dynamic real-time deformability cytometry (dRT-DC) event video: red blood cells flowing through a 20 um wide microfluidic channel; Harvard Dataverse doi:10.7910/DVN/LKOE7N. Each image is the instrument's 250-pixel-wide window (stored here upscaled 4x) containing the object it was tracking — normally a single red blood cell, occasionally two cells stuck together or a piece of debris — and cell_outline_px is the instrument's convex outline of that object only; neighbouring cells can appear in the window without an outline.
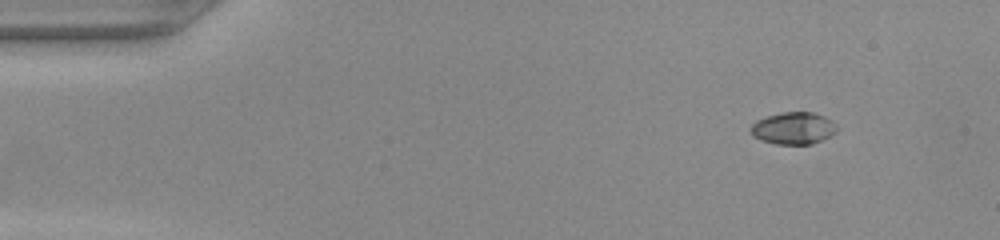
{"species": "common noctule bat (a hibernating species)", "species_latin": "Nyctalus noctula", "temperature_condition": "warm", "stored_images_in_passage": 45, "camera_frame_rate_fps": 3000, "um_per_image_px": 0.085, "animal": {"sex": "female", "body_mass_g": 22.0, "forearm_length_mm": 56.7}, "frame": {"image": 1, "passage_image": 1, "time_ms": 0.0, "image_size_px": [1000, 240], "cell_outline_px": [[836, 132], [812, 144], [776, 144], [760, 140], [752, 136], [752, 124], [756, 120], [780, 112], [812, 112], [824, 116], [832, 120], [836, 124]], "centroid_in_image_um": [67.43, 10.89], "position_along_channel_um": 17.6, "area_um2": 16.01}}
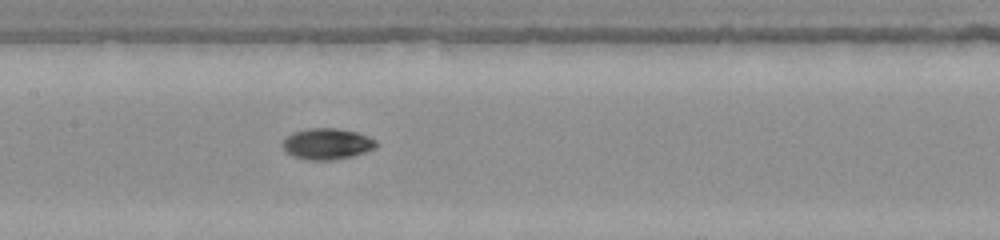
{"frame": {"image": 2, "passage_image": 20, "time_ms": 6.333, "image_size_px": [1000, 240], "cell_outline_px": [[376, 148], [352, 156], [332, 160], [304, 160], [292, 156], [280, 144], [292, 132], [308, 128], [332, 128], [356, 132], [368, 136], [376, 140]], "centroid_in_image_um": [27.78, 12.23], "position_along_channel_um": 179.6, "area_um2": 16.94}}
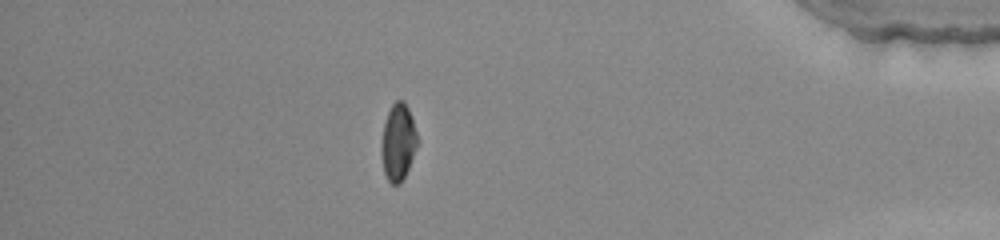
{"frame": {"image": 3, "passage_image": 39, "time_ms": 12.667, "image_size_px": [1000, 240], "cell_outline_px": [[416, 148], [408, 168], [400, 184], [392, 184], [388, 180], [384, 172], [380, 152], [384, 124], [388, 112], [392, 104], [396, 100], [404, 100], [412, 116], [416, 132]], "centroid_in_image_um": [33.82, 12.07], "position_along_channel_um": 401.4, "area_um2": 15.9}}